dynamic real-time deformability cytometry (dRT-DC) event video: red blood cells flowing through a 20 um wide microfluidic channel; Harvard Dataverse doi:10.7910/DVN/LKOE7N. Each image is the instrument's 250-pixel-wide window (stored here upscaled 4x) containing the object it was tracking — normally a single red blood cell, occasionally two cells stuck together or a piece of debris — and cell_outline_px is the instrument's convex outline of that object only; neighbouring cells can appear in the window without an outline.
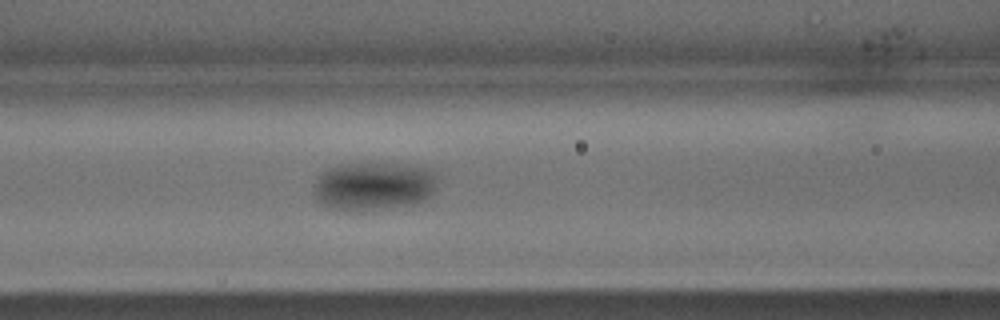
{"species": "common noctule bat (a hibernating species)", "species_latin": "Nyctalus noctula", "temperature_condition": "warm", "stored_images_in_passage": 31, "camera_frame_rate_fps": 3000, "um_per_image_px": 0.085, "animal": {"sex": "male", "body_mass_g": 15.6}, "frame": {"image": 1, "passage_image": 10, "time_ms": 3.0, "image_size_px": [1000, 320], "cell_outline_px": [[436, 188], [424, 200], [412, 204], [384, 208], [332, 208], [320, 204], [316, 200], [312, 192], [312, 184], [320, 172], [324, 168], [340, 164], [368, 160], [428, 168], [436, 176]], "centroid_in_image_um": [31.67, 15.74], "position_along_channel_um": 134.9, "area_um2": 35.32}}
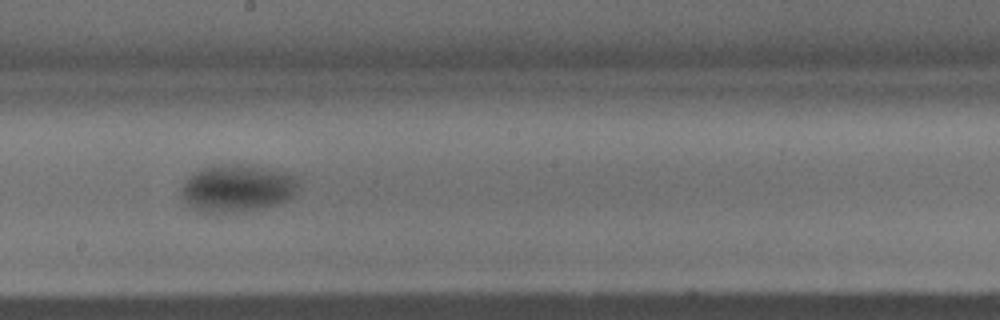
{"frame": {"image": 2, "passage_image": 15, "time_ms": 4.667, "image_size_px": [1000, 320], "cell_outline_px": [[300, 188], [292, 196], [276, 204], [256, 208], [224, 212], [208, 212], [196, 208], [188, 204], [184, 200], [180, 192], [180, 188], [184, 180], [192, 172], [212, 164], [248, 164], [288, 172], [296, 176]], "centroid_in_image_um": [20.15, 15.93], "position_along_channel_um": 228.0, "area_um2": 32.37}}
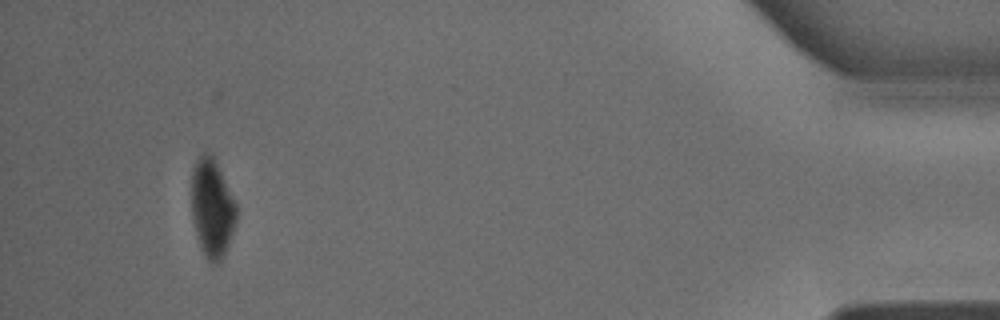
{"frame": {"image": 3, "passage_image": 29, "time_ms": 9.333, "image_size_px": [1000, 320], "cell_outline_px": [[236, 224], [232, 236], [220, 260], [216, 264], [212, 264], [208, 260], [200, 248], [192, 216], [192, 172], [196, 160], [204, 152], [208, 152], [212, 156], [236, 204]], "centroid_in_image_um": [18.02, 17.72], "position_along_channel_um": 417.2, "area_um2": 25.14}}